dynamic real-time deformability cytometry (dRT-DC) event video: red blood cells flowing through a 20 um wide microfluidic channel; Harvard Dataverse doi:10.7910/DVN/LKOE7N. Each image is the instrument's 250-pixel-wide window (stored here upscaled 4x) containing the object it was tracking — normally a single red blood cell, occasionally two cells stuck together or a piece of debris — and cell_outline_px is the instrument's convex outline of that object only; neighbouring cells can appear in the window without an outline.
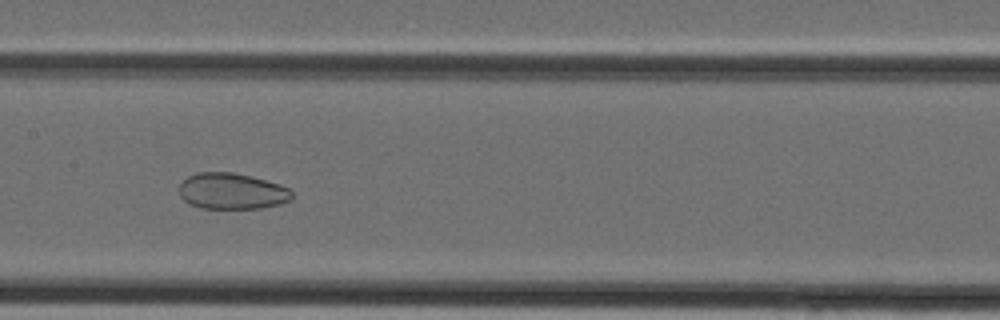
{"species": "Egyptian fruit bat (a non-hibernating species)", "species_latin": "Rousettus aegyptiacus", "temperature_condition": "cold", "stored_images_in_passage": 30, "camera_frame_rate_fps": 3000, "um_per_image_px": 0.085, "animal": {"sex": "female"}, "frame": {"image": 1, "passage_image": 10, "time_ms": 3.0, "image_size_px": [1000, 320], "cell_outline_px": [[292, 200], [280, 204], [260, 208], [200, 208], [184, 200], [180, 196], [180, 184], [188, 176], [196, 172], [232, 172], [280, 184], [288, 188], [292, 192]], "centroid_in_image_um": [19.72, 16.25], "position_along_channel_um": 187.7, "area_um2": 23.58}}
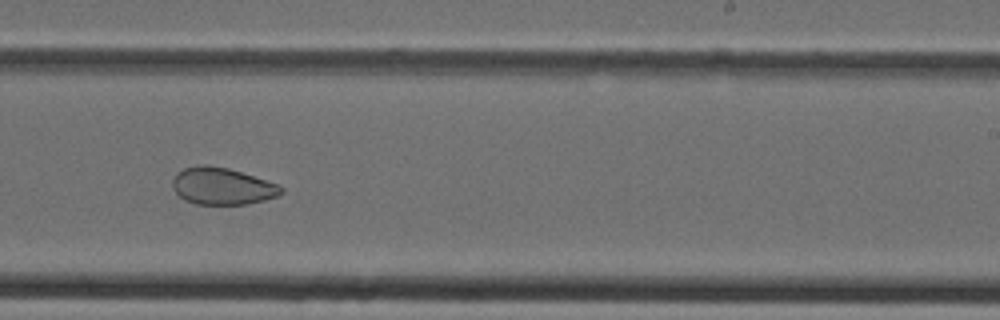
{"frame": {"image": 2, "passage_image": 15, "time_ms": 4.667, "image_size_px": [1000, 320], "cell_outline_px": [[284, 192], [276, 196], [264, 200], [248, 204], [196, 204], [184, 200], [172, 188], [172, 180], [176, 172], [184, 168], [200, 164], [208, 164], [228, 168], [280, 184], [284, 188]], "centroid_in_image_um": [18.88, 15.81], "position_along_channel_um": 270.1, "area_um2": 23.64}}
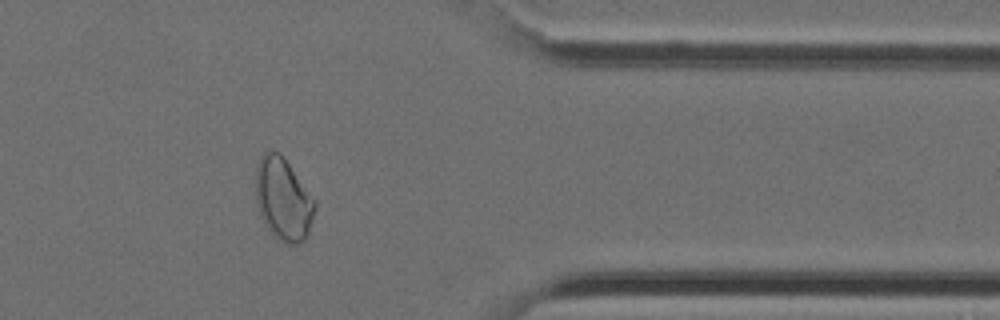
{"frame": {"image": 3, "passage_image": 23, "time_ms": 7.333, "image_size_px": [1000, 320], "cell_outline_px": [[316, 208], [308, 236], [300, 244], [288, 244], [272, 236], [264, 224], [260, 216], [256, 204], [256, 164], [260, 156], [268, 148], [280, 152], [284, 156], [316, 200]], "centroid_in_image_um": [24.07, 16.91], "position_along_channel_um": 387.3, "area_um2": 29.3}}